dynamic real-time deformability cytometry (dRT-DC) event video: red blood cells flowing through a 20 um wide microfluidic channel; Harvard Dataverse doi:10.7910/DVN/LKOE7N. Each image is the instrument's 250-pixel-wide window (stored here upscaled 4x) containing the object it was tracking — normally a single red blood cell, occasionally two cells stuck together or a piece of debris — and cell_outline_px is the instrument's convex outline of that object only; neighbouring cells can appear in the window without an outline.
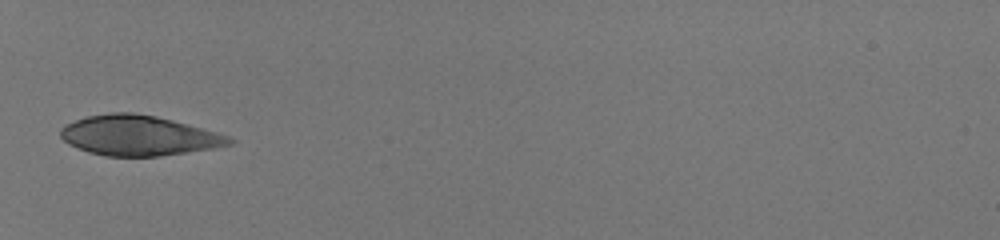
{"species": "human", "species_latin": "Homo sapiens", "temperature_condition": "room temperature", "stored_images_in_passage": 20, "camera_frame_rate_fps": 3000, "um_per_image_px": 0.085, "donor": {"sex": "male"}, "frame": {"image": 1, "passage_image": 1, "time_ms": 0.0, "image_size_px": [1000, 240], "cell_outline_px": [[236, 140], [232, 144], [212, 148], [160, 156], [104, 156], [88, 152], [68, 144], [60, 136], [60, 128], [76, 120], [88, 116], [108, 112], [132, 112], [156, 116], [172, 120], [216, 132], [228, 136]], "centroid_in_image_um": [11.77, 11.52], "position_along_channel_um": 73.2, "area_um2": 39.19}}
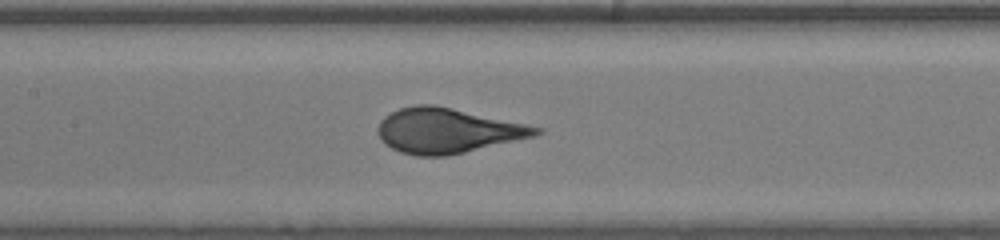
{"frame": {"image": 2, "passage_image": 9, "time_ms": 2.667, "image_size_px": [1000, 240], "cell_outline_px": [[544, 132], [536, 136], [464, 152], [444, 156], [416, 156], [400, 152], [384, 144], [380, 140], [376, 128], [380, 120], [384, 116], [400, 108], [416, 104], [432, 104], [544, 128]], "centroid_in_image_um": [37.99, 11.11], "position_along_channel_um": 169.4, "area_um2": 41.27}}
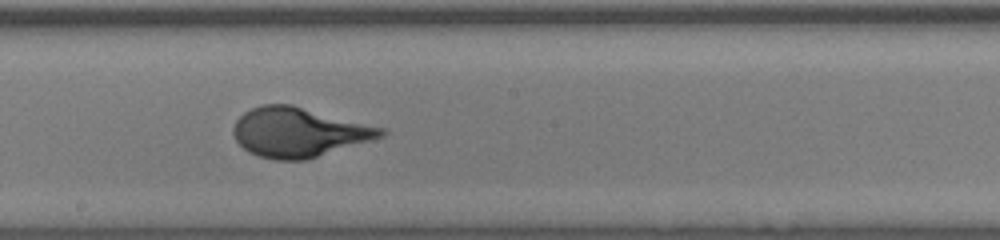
{"frame": {"image": 3, "passage_image": 13, "time_ms": 4.0, "image_size_px": [1000, 240], "cell_outline_px": [[388, 132], [384, 136], [304, 160], [276, 160], [260, 156], [248, 152], [236, 140], [232, 132], [232, 128], [236, 120], [244, 112], [260, 104], [292, 104], [388, 128]], "centroid_in_image_um": [25.41, 11.22], "position_along_channel_um": 222.8, "area_um2": 42.71}}